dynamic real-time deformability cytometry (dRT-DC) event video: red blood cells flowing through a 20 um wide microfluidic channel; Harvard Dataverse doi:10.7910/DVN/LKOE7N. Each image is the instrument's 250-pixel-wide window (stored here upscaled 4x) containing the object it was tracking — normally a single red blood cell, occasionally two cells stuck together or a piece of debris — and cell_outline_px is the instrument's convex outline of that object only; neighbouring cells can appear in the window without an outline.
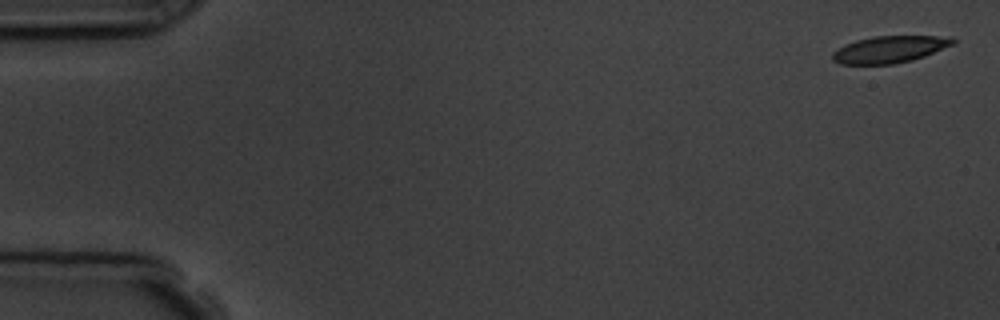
{"species": "common noctule bat (a hibernating species)", "species_latin": "Nyctalus noctula", "temperature_condition": "room temperature", "stored_images_in_passage": 5, "camera_frame_rate_fps": 3000, "um_per_image_px": 0.085, "animal": {"sex": "male", "body_mass_g": 19.5, "forearm_length_mm": 54.6}, "frame": {"image": 1, "passage_image": 1, "time_ms": 0.0, "image_size_px": [1000, 320], "cell_outline_px": [[956, 44], [924, 56], [912, 60], [892, 64], [840, 64], [832, 60], [832, 52], [844, 44], [856, 40], [872, 36], [952, 36], [956, 40]], "centroid_in_image_um": [75.64, 4.18], "position_along_channel_um": 9.4, "area_um2": 19.07}}
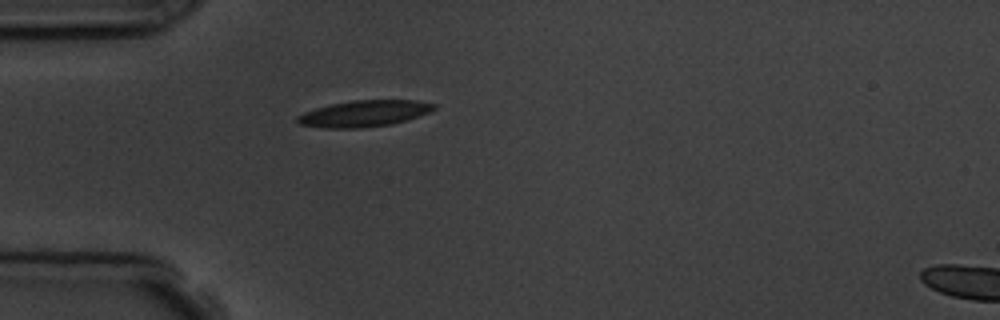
{"frame": {"image": 2, "passage_image": 5, "time_ms": 4.667, "image_size_px": [1000, 320], "cell_outline_px": [[436, 108], [428, 112], [392, 124], [360, 128], [324, 128], [300, 124], [296, 120], [296, 116], [304, 112], [316, 108], [332, 104], [352, 100], [416, 100], [436, 104]], "centroid_in_image_um": [30.92, 9.65], "position_along_channel_um": 54.1, "area_um2": 20.75}}